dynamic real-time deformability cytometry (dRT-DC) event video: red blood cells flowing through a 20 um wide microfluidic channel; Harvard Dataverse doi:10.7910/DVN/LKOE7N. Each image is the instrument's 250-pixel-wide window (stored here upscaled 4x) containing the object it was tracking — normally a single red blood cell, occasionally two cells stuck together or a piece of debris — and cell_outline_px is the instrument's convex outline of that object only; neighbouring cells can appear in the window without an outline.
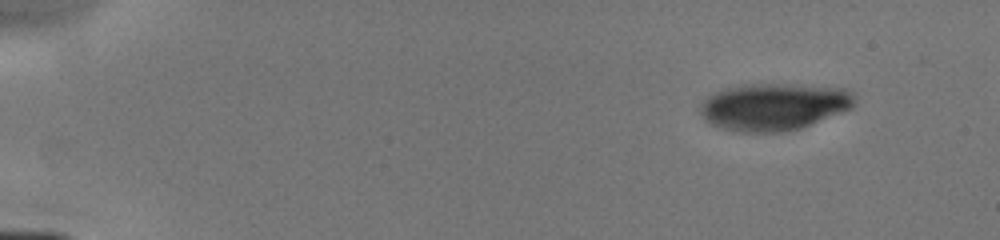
{"species": "human", "species_latin": "Homo sapiens", "temperature_condition": "cold", "stored_images_in_passage": 5, "camera_frame_rate_fps": 3000, "um_per_image_px": 0.085, "donor": {"sex": "male"}, "frame": {"image": 1, "passage_image": 1, "time_ms": 0.0, "image_size_px": [1000, 240], "cell_outline_px": [[856, 96], [852, 108], [800, 128], [784, 132], [740, 132], [724, 128], [712, 124], [704, 120], [700, 116], [700, 104], [708, 96], [724, 88], [744, 84], [784, 84], [844, 88], [852, 92]], "centroid_in_image_um": [65.76, 9.06], "position_along_channel_um": 19.2, "area_um2": 42.37}}